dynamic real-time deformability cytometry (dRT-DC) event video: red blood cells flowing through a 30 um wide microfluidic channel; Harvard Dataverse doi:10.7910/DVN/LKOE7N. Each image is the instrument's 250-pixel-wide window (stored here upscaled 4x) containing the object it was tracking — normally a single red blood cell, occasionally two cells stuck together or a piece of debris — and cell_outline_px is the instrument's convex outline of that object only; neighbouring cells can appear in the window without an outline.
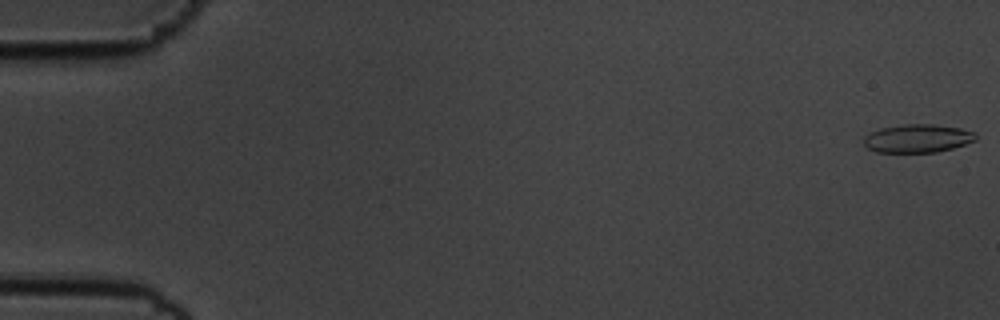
{"species": "common noctule bat (a hibernating species)", "species_latin": "Nyctalus noctula", "temperature_condition": "cold", "stored_images_in_passage": 57, "camera_frame_rate_fps": 3000, "um_per_image_px": 0.085, "animal": {"sex": "male", "body_mass_g": 19.5, "forearm_length_mm": 54.6}, "frame": {"image": 1, "passage_image": 1, "time_ms": 0.0, "image_size_px": [1000, 320], "cell_outline_px": [[976, 140], [952, 148], [936, 152], [876, 152], [868, 148], [864, 144], [864, 136], [880, 128], [904, 124], [932, 124], [960, 128], [976, 132]], "centroid_in_image_um": [77.99, 11.76], "position_along_channel_um": 7.0, "area_um2": 18.38}}
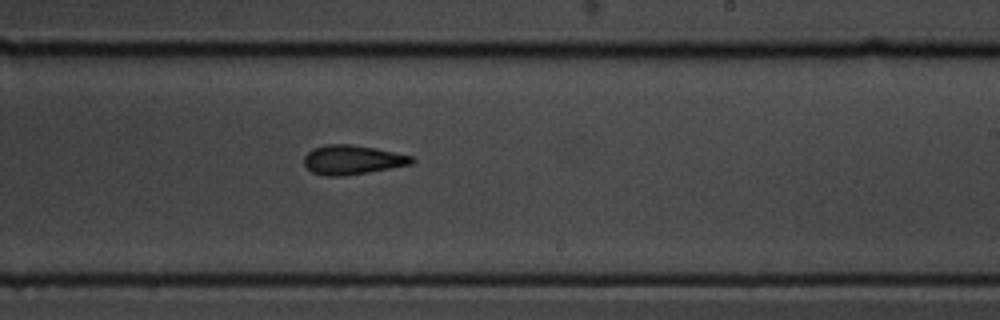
{"frame": {"image": 2, "passage_image": 35, "time_ms": 11.333, "image_size_px": [1000, 320], "cell_outline_px": [[416, 160], [412, 164], [368, 172], [344, 176], [328, 176], [312, 172], [304, 164], [304, 156], [312, 148], [324, 144], [352, 144], [376, 148], [412, 156]], "centroid_in_image_um": [29.94, 13.57], "position_along_channel_um": 259.1, "area_um2": 18.44}}
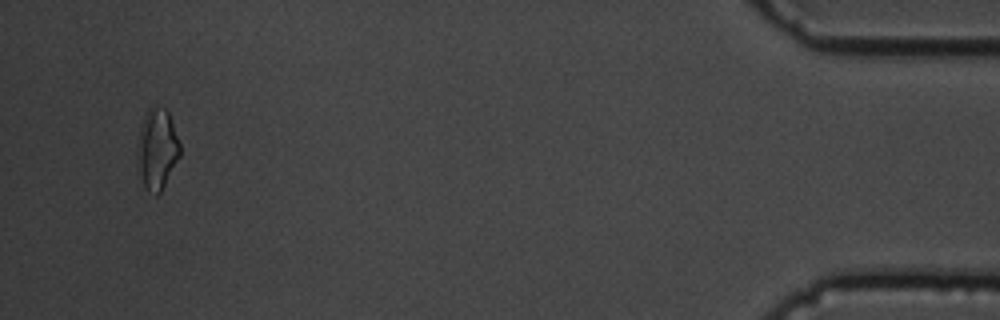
{"frame": {"image": 3, "passage_image": 55, "time_ms": 18.0, "image_size_px": [1000, 320], "cell_outline_px": [[180, 156], [160, 192], [156, 196], [148, 192], [144, 188], [136, 156], [136, 152], [140, 128], [144, 116], [148, 108], [152, 104], [164, 108], [168, 112], [180, 140]], "centroid_in_image_um": [13.35, 12.65], "position_along_channel_um": 421.9, "area_um2": 20.23}, "authors_computed_cell_mechanics": {"area_um2": 18.5538, "velocity_mm_per_s": 3.5568, "shape_relaxation_time_tau1_ms": 3.6311, "shape_relaxation_time_tau2_ms": 3.5512, "deformation_change_tau1": 0.1199, "deformation_change_tau2": 0.1034}}